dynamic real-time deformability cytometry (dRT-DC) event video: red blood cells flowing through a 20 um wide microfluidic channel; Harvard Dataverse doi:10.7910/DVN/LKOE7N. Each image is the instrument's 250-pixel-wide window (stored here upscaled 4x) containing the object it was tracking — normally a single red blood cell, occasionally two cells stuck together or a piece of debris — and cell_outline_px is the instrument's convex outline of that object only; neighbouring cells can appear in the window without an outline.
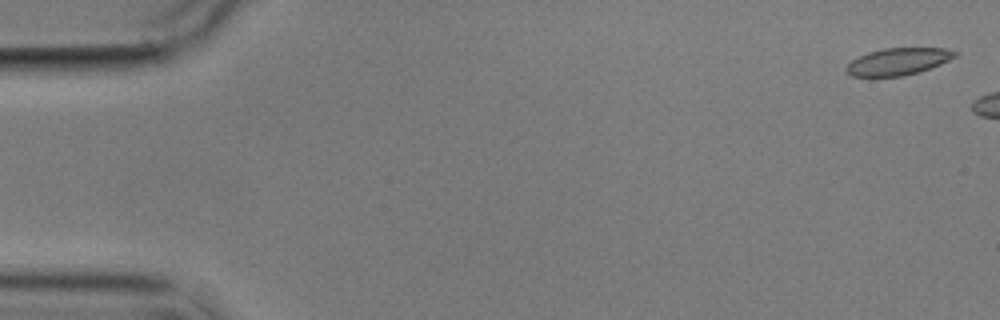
{"species": "common noctule bat (a hibernating species)", "species_latin": "Nyctalus noctula", "temperature_condition": "cold", "stored_images_in_passage": 3, "camera_frame_rate_fps": 3000, "um_per_image_px": 0.085, "animal": {"sex": "male", "body_mass_g": 17.9}, "frame": {"image": 1, "passage_image": 1, "time_ms": 0.0, "image_size_px": [1000, 320], "cell_outline_px": [[960, 52], [956, 56], [940, 64], [920, 72], [904, 76], [852, 76], [844, 72], [844, 68], [852, 60], [868, 52], [884, 48], [948, 48]], "centroid_in_image_um": [76.35, 5.23], "position_along_channel_um": 8.7, "area_um2": 17.22}}